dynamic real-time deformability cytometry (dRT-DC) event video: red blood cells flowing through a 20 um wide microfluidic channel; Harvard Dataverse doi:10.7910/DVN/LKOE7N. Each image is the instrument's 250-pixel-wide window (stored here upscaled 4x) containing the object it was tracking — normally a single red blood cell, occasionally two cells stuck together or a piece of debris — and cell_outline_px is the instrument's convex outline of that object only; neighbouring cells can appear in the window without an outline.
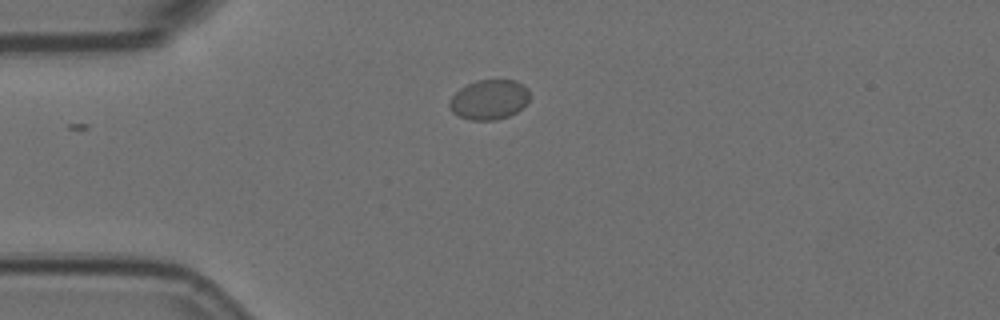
{"species": "Egyptian fruit bat (a non-hibernating species)", "species_latin": "Rousettus aegyptiacus", "temperature_condition": "room temperature", "stored_images_in_passage": 19, "camera_frame_rate_fps": 3000, "um_per_image_px": 0.085, "animal": {"sex": "female"}, "frame": {"image": 1, "passage_image": 1, "time_ms": 0.0, "image_size_px": [1000, 320], "cell_outline_px": [[528, 100], [516, 112], [508, 116], [496, 120], [472, 120], [460, 116], [452, 112], [448, 104], [452, 96], [460, 88], [476, 80], [516, 80], [524, 84], [528, 88]], "centroid_in_image_um": [41.57, 8.45], "position_along_channel_um": 43.4, "area_um2": 18.5}}
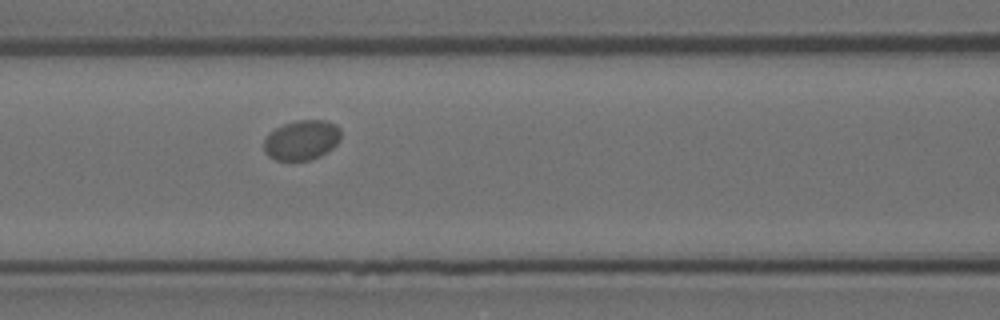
{"frame": {"image": 2, "passage_image": 11, "time_ms": 3.333, "image_size_px": [1000, 320], "cell_outline_px": [[340, 140], [332, 148], [320, 156], [308, 160], [276, 160], [268, 156], [264, 152], [264, 136], [276, 128], [284, 124], [296, 120], [328, 120], [336, 124], [340, 128]], "centroid_in_image_um": [25.64, 11.89], "position_along_channel_um": 141.0, "area_um2": 18.03}}
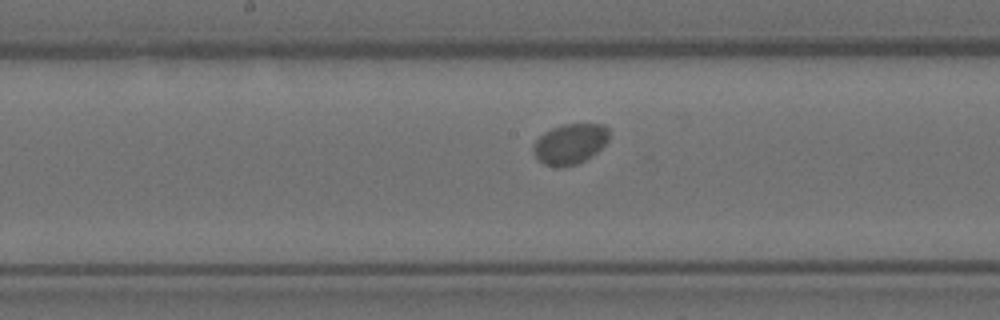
{"frame": {"image": 3, "passage_image": 16, "time_ms": 5.0, "image_size_px": [1000, 320], "cell_outline_px": [[608, 140], [596, 152], [584, 160], [576, 164], [560, 168], [556, 168], [544, 164], [536, 156], [532, 148], [532, 144], [544, 132], [552, 128], [564, 124], [604, 124], [608, 128]], "centroid_in_image_um": [48.43, 12.23], "position_along_channel_um": 199.8, "area_um2": 17.74}}